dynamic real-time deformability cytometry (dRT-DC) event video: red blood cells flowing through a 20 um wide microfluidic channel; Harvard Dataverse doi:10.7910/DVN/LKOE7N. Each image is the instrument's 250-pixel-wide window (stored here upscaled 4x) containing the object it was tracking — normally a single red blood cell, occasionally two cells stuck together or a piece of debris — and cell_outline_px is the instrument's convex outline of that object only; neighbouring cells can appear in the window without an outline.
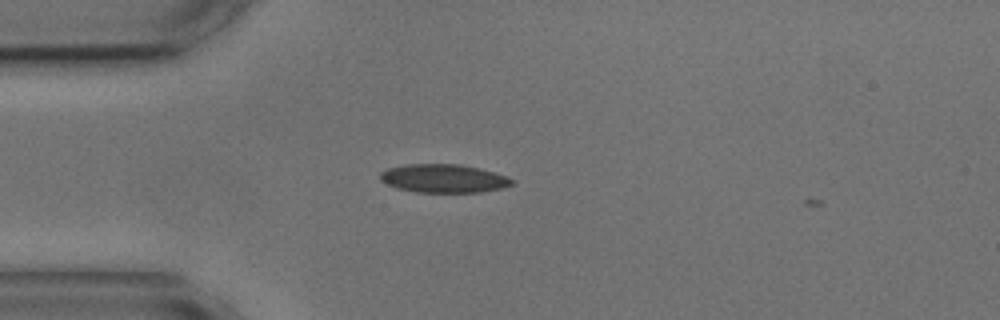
{"species": "common noctule bat (a hibernating species)", "species_latin": "Nyctalus noctula", "temperature_condition": "cold", "stored_images_in_passage": 2, "camera_frame_rate_fps": 3000, "um_per_image_px": 0.085, "animal": {"sex": "male", "body_mass_g": 17.9, "forearm_length_mm": 54.2}, "frame": {"image": 1, "passage_image": 1, "time_ms": 0.0, "image_size_px": [1000, 320], "cell_outline_px": [[516, 184], [500, 188], [480, 192], [416, 192], [396, 188], [380, 180], [380, 172], [388, 168], [404, 164], [460, 164], [508, 176], [516, 180]], "centroid_in_image_um": [37.71, 15.17], "position_along_channel_um": 47.3, "area_um2": 21.85}}